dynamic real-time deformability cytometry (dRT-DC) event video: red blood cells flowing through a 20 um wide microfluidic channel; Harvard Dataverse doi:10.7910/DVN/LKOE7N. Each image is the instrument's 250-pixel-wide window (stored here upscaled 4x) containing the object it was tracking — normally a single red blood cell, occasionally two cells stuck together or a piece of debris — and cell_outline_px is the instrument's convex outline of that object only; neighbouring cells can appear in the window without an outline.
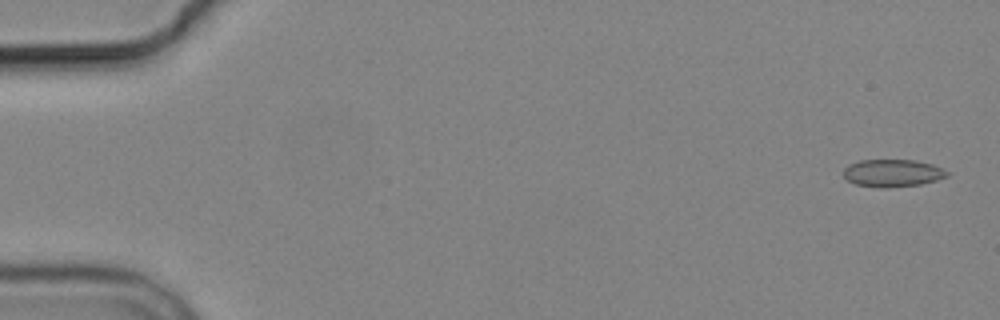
{"species": "common noctule bat (a hibernating species)", "species_latin": "Nyctalus noctula", "temperature_condition": "cold", "stored_images_in_passage": 8, "camera_frame_rate_fps": 3000, "um_per_image_px": 0.085, "animal": {"sex": "male", "body_mass_g": 19.2, "forearm_length_mm": 51.8}, "frame": {"image": 1, "passage_image": 1, "time_ms": 0.0, "image_size_px": [1000, 320], "cell_outline_px": [[948, 176], [936, 180], [920, 184], [880, 188], [856, 184], [848, 180], [844, 176], [844, 168], [848, 164], [860, 160], [916, 160], [932, 164], [948, 172]], "centroid_in_image_um": [75.84, 14.7], "position_along_channel_um": 9.2, "area_um2": 16.42}}
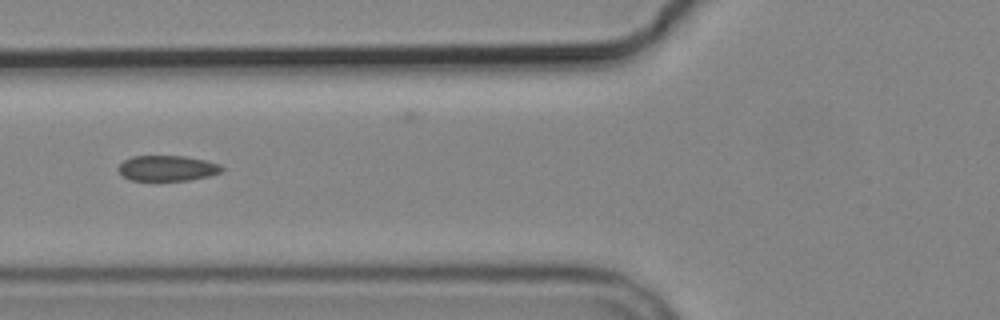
{"frame": {"image": 2, "passage_image": 6, "time_ms": 6.667, "image_size_px": [1000, 320], "cell_outline_px": [[224, 168], [220, 172], [208, 176], [188, 180], [132, 180], [124, 176], [120, 172], [120, 164], [124, 160], [132, 156], [184, 156], [204, 160], [220, 164]], "centroid_in_image_um": [14.24, 14.29], "position_along_channel_um": 111.6, "area_um2": 15.09}}
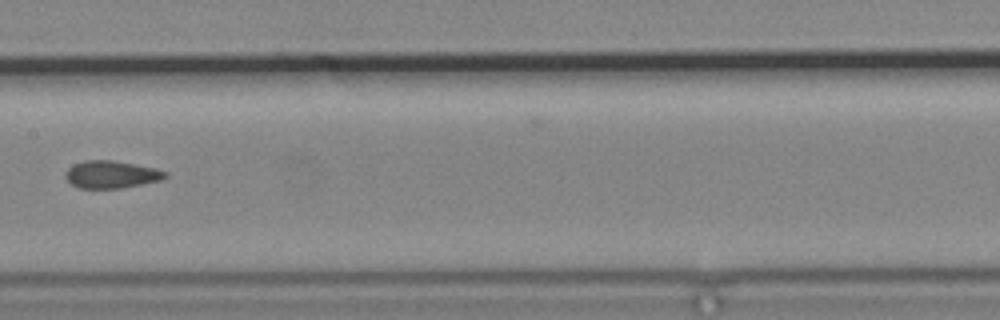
{"frame": {"image": 3, "passage_image": 8, "time_ms": 9.0, "image_size_px": [1000, 320], "cell_outline_px": [[168, 176], [160, 180], [120, 188], [76, 188], [64, 176], [64, 172], [72, 164], [84, 160], [112, 160], [156, 168], [168, 172]], "centroid_in_image_um": [9.43, 14.82], "position_along_channel_um": 198.0, "area_um2": 16.01}}